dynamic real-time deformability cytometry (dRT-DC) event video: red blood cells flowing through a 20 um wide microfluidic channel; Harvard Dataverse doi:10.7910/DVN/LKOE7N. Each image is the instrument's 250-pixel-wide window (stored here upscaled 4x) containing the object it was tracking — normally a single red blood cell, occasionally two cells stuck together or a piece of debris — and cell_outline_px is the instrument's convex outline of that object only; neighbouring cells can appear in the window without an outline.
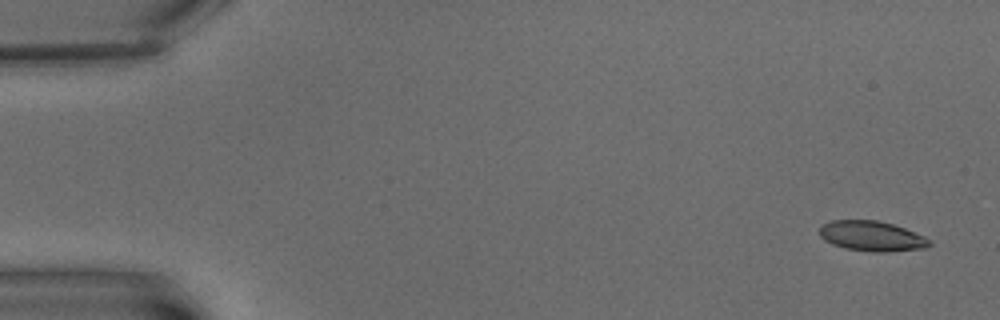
{"species": "common noctule bat (a hibernating species)", "species_latin": "Nyctalus noctula", "temperature_condition": "warm", "stored_images_in_passage": 5, "camera_frame_rate_fps": 3000, "um_per_image_px": 0.085, "animal": {"sex": "male", "body_mass_g": 15.6}, "frame": {"image": 1, "passage_image": 1, "time_ms": 0.0, "image_size_px": [1000, 320], "cell_outline_px": [[932, 244], [924, 248], [888, 252], [872, 252], [844, 248], [832, 244], [824, 240], [820, 236], [820, 224], [832, 220], [880, 220], [904, 228], [924, 236], [932, 240]], "centroid_in_image_um": [74.09, 20.07], "position_along_channel_um": 10.9, "area_um2": 19.48}}
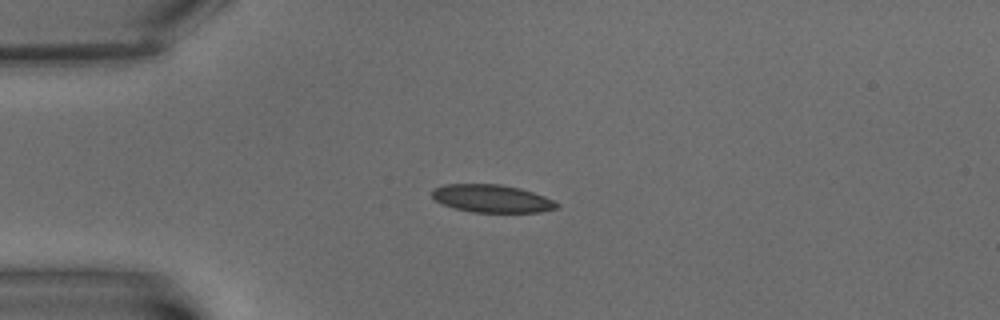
{"frame": {"image": 2, "passage_image": 4, "time_ms": 4.667, "image_size_px": [1000, 320], "cell_outline_px": [[560, 208], [540, 212], [472, 212], [456, 208], [444, 204], [436, 200], [432, 196], [432, 188], [444, 184], [500, 184], [520, 188], [544, 196], [560, 204]], "centroid_in_image_um": [41.83, 16.87], "position_along_channel_um": 43.2, "area_um2": 20.17}}